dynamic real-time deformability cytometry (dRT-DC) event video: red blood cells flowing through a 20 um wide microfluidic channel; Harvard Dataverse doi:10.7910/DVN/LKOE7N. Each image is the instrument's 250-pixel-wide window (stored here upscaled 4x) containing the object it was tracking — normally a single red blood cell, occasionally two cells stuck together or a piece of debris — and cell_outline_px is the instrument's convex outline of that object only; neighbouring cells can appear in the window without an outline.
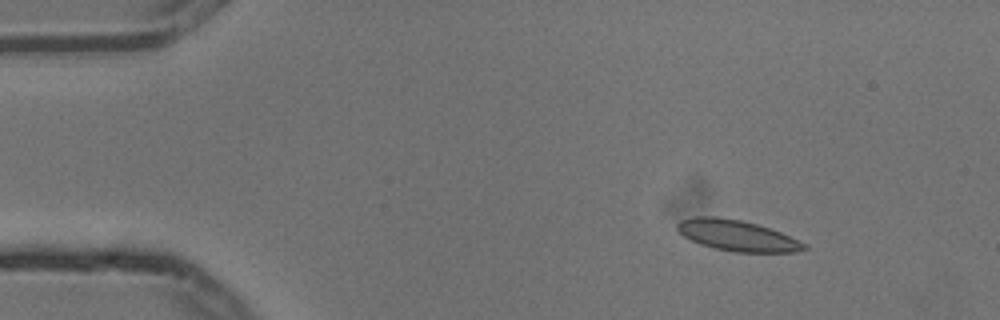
{"species": "common noctule bat (a hibernating species)", "species_latin": "Nyctalus noctula", "temperature_condition": "cold", "stored_images_in_passage": 7, "camera_frame_rate_fps": 3000, "um_per_image_px": 0.085, "animal": {"sex": "male", "body_mass_g": 13.3}, "frame": {"image": 1, "passage_image": 2, "time_ms": 0.333, "image_size_px": [1000, 320], "cell_outline_px": [[808, 248], [796, 252], [732, 252], [712, 248], [700, 244], [684, 236], [676, 228], [676, 224], [680, 220], [696, 216], [716, 216], [740, 220], [756, 224], [780, 232], [808, 244]], "centroid_in_image_um": [62.65, 20.02], "position_along_channel_um": 22.4, "area_um2": 22.83}}
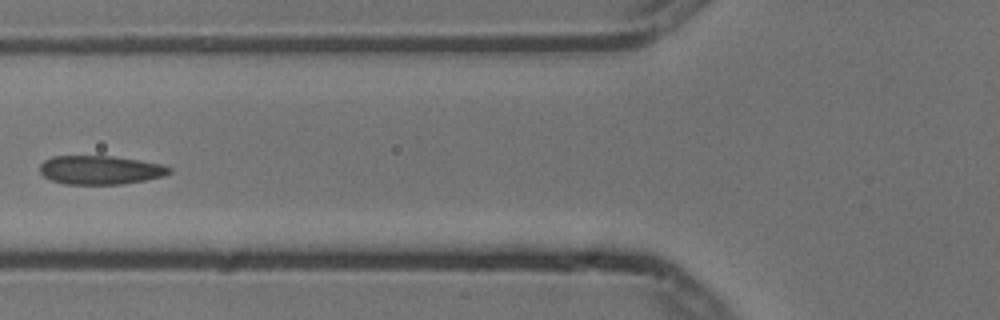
{"frame": {"image": 2, "passage_image": 6, "time_ms": 1.667, "image_size_px": [1000, 320], "cell_outline_px": [[172, 172], [164, 176], [144, 180], [120, 184], [64, 184], [52, 180], [44, 176], [40, 172], [40, 164], [44, 160], [52, 156], [112, 156], [160, 164], [172, 168]], "centroid_in_image_um": [8.5, 14.45], "position_along_channel_um": 117.3, "area_um2": 21.56}}
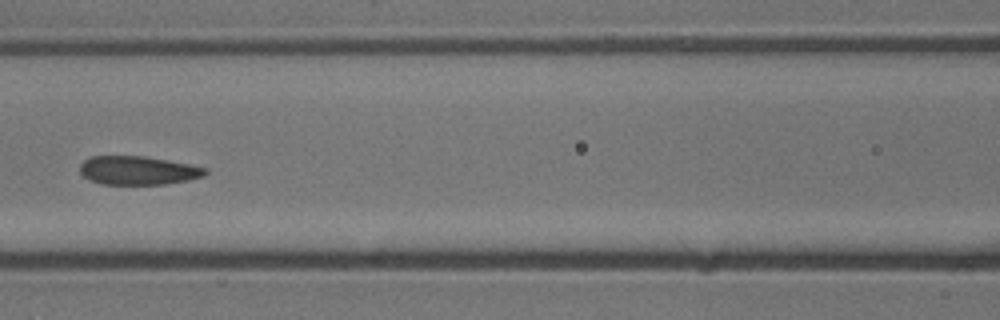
{"frame": {"image": 3, "passage_image": 7, "time_ms": 2.0, "image_size_px": [1000, 320], "cell_outline_px": [[208, 172], [204, 176], [188, 180], [164, 184], [100, 184], [88, 180], [80, 172], [80, 164], [84, 160], [92, 156], [144, 156], [188, 164], [208, 168]], "centroid_in_image_um": [11.72, 14.49], "position_along_channel_um": 154.9, "area_um2": 20.92}}